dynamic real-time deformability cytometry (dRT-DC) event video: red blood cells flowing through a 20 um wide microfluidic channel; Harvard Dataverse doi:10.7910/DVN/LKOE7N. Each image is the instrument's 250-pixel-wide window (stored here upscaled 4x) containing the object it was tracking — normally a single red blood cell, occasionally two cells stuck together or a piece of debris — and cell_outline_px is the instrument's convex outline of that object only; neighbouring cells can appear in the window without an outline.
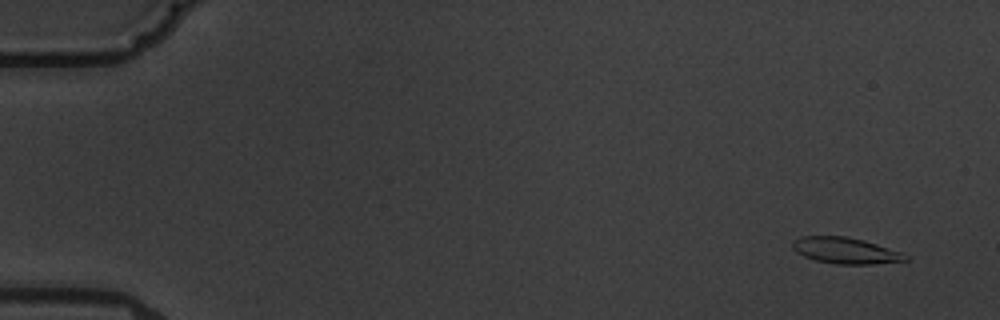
{"species": "common noctule bat (a hibernating species)", "species_latin": "Nyctalus noctula", "temperature_condition": "warm", "stored_images_in_passage": 5, "camera_frame_rate_fps": 3000, "um_per_image_px": 0.085, "animal": {"sex": "male", "body_mass_g": 19.5, "forearm_length_mm": 54.6}, "frame": {"image": 1, "passage_image": 1, "time_ms": 0.0, "image_size_px": [1000, 320], "cell_outline_px": [[908, 260], [872, 264], [836, 264], [816, 260], [804, 256], [796, 252], [792, 248], [792, 240], [804, 236], [844, 236], [864, 240], [904, 252], [908, 256]], "centroid_in_image_um": [71.88, 21.29], "position_along_channel_um": 13.1, "area_um2": 17.28}}
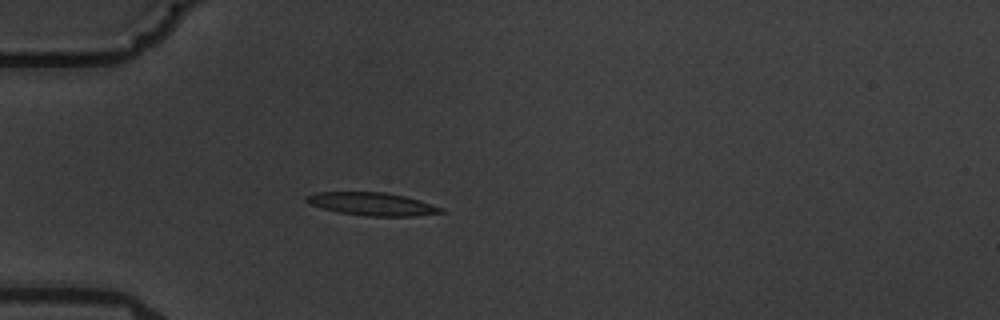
{"frame": {"image": 2, "passage_image": 5, "time_ms": 4.667, "image_size_px": [1000, 320], "cell_outline_px": [[444, 212], [416, 216], [364, 216], [340, 212], [308, 204], [304, 200], [308, 196], [316, 192], [384, 192], [404, 196], [420, 200], [444, 208]], "centroid_in_image_um": [31.65, 17.34], "position_along_channel_um": 53.3, "area_um2": 17.92}}